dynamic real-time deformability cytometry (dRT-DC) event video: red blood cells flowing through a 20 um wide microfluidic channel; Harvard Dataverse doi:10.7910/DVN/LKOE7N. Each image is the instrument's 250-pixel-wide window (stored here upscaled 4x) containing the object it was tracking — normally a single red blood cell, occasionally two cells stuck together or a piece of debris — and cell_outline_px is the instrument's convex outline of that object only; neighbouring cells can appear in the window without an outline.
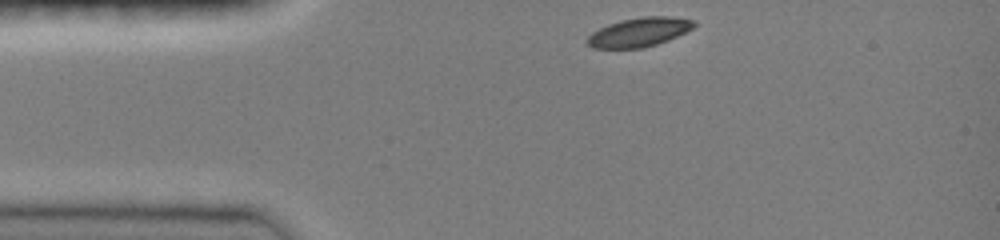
{"species": "common noctule bat (a hibernating species)", "species_latin": "Nyctalus noctula", "temperature_condition": "room temperature", "stored_images_in_passage": 34, "camera_frame_rate_fps": 3000, "um_per_image_px": 0.085, "animal": {"sex": "female", "body_mass_g": 19.0, "forearm_length_mm": 51.5}, "frame": {"image": 1, "passage_image": 1, "time_ms": 0.0, "image_size_px": [1000, 240], "cell_outline_px": [[696, 24], [692, 28], [668, 40], [644, 48], [592, 48], [584, 40], [592, 32], [608, 24], [620, 20], [644, 16], [668, 16], [696, 20]], "centroid_in_image_um": [54.3, 2.73], "position_along_channel_um": 30.7, "area_um2": 18.09}}
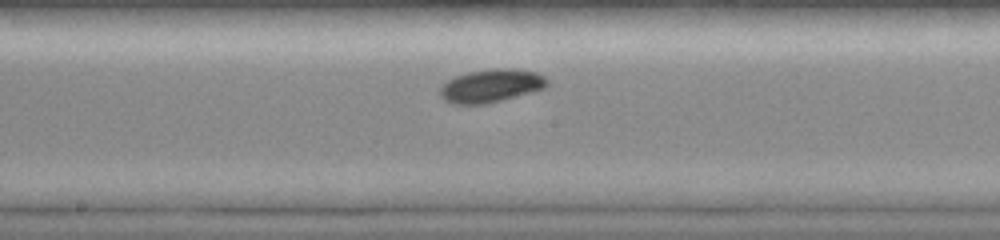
{"frame": {"image": 2, "passage_image": 17, "time_ms": 5.333, "image_size_px": [1000, 240], "cell_outline_px": [[548, 84], [544, 88], [532, 92], [484, 104], [452, 104], [444, 100], [440, 96], [440, 88], [448, 80], [456, 76], [468, 72], [496, 68], [516, 68], [536, 72], [544, 76], [548, 80]], "centroid_in_image_um": [41.75, 7.28], "position_along_channel_um": 206.5, "area_um2": 20.63}}
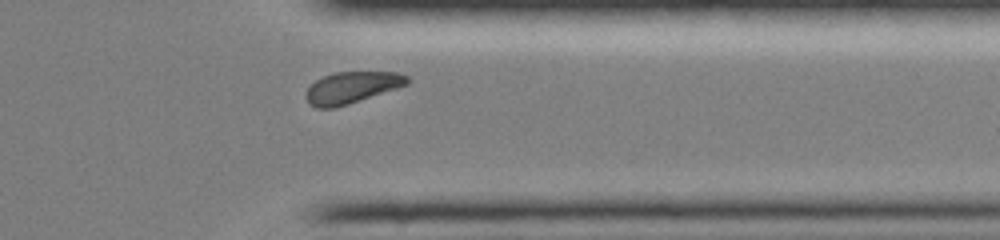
{"frame": {"image": 3, "passage_image": 30, "time_ms": 9.667, "image_size_px": [1000, 240], "cell_outline_px": [[412, 80], [408, 84], [348, 104], [332, 108], [316, 108], [308, 104], [304, 96], [308, 88], [316, 80], [324, 76], [336, 72], [396, 72], [408, 76]], "centroid_in_image_um": [29.89, 7.44], "position_along_channel_um": 381.5, "area_um2": 18.55}, "authors_computed_cell_mechanics": {"area_um2": 18.9584, "velocity_mm_per_s": 4.0133, "shape_relaxation_time_tau1_ms": 1.271, "shape_relaxation_time_tau2_ms": null, "deformation_change_tau1": 0.0599, "deformation_change_tau2": null}}